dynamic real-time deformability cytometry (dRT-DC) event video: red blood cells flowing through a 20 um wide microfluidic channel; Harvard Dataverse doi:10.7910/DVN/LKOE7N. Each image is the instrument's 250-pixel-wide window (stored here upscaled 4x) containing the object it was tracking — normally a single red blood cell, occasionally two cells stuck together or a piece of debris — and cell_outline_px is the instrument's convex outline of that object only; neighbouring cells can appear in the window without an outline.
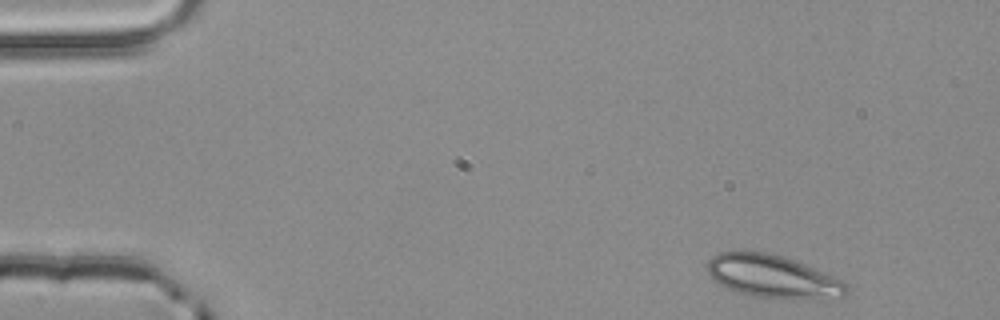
{"species": "common noctule bat (a hibernating species)", "species_latin": "Nyctalus noctula", "temperature_condition": "room temperature", "stored_images_in_passage": 3, "camera_frame_rate_fps": 3000, "um_per_image_px": 0.085, "animal": {"sex": "male", "body_mass_g": 20.4}, "frame": {"image": 1, "passage_image": 1, "time_ms": 0.0, "image_size_px": [1000, 320], "cell_outline_px": [[848, 292], [844, 296], [824, 300], [804, 300], [748, 296], [728, 288], [712, 280], [708, 272], [708, 260], [712, 256], [720, 252], [744, 248], [768, 252], [784, 256], [804, 264], [832, 276], [848, 284]], "centroid_in_image_um": [65.67, 23.49], "position_along_channel_um": 19.3, "area_um2": 35.72}}